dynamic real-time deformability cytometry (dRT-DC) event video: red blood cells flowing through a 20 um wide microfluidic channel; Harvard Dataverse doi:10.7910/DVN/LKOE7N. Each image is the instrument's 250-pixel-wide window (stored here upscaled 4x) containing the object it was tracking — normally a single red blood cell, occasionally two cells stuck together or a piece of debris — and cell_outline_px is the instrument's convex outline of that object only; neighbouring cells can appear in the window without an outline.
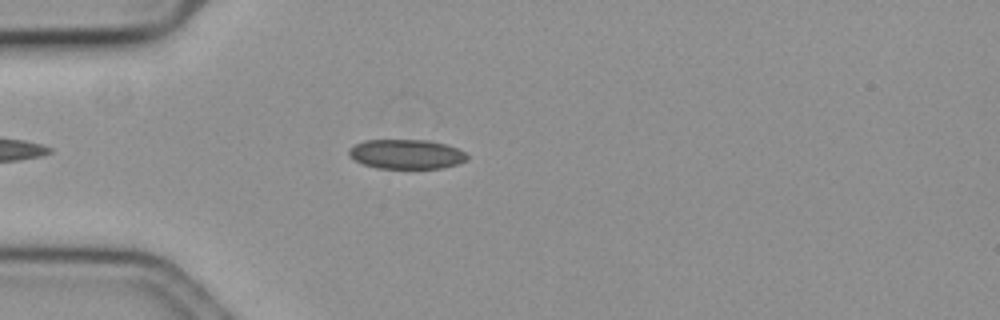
{"species": "common noctule bat (a hibernating species)", "species_latin": "Nyctalus noctula", "temperature_condition": "cold", "stored_images_in_passage": 46, "camera_frame_rate_fps": 3000, "um_per_image_px": 0.085, "animal": {"sex": "female", "body_mass_g": 19.3, "forearm_length_mm": 54.1}, "frame": {"image": 1, "passage_image": 7, "time_ms": 2.0, "image_size_px": [1000, 320], "cell_outline_px": [[468, 160], [456, 164], [440, 168], [376, 168], [364, 164], [356, 160], [348, 152], [356, 144], [364, 140], [428, 140], [448, 144], [464, 152], [468, 156]], "centroid_in_image_um": [34.59, 13.1], "position_along_channel_um": 50.4, "area_um2": 20.11}}
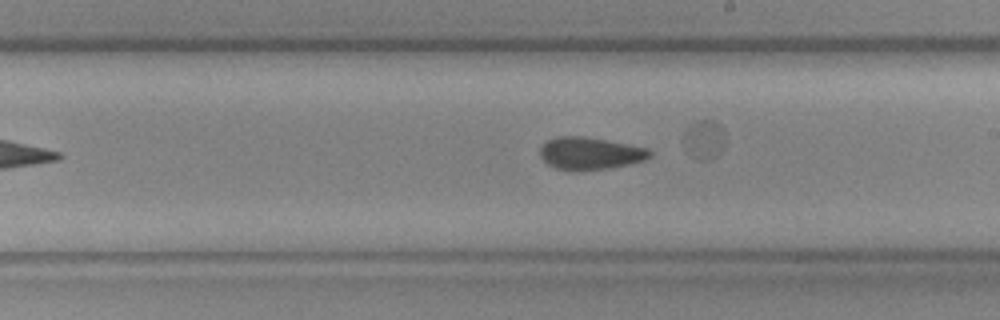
{"frame": {"image": 2, "passage_image": 24, "time_ms": 7.667, "image_size_px": [1000, 320], "cell_outline_px": [[652, 156], [644, 160], [628, 164], [608, 168], [580, 172], [556, 168], [548, 164], [540, 156], [540, 148], [548, 140], [556, 136], [584, 136], [608, 140], [648, 148], [652, 152]], "centroid_in_image_um": [50.16, 13.04], "position_along_channel_um": 238.8, "area_um2": 20.87}}
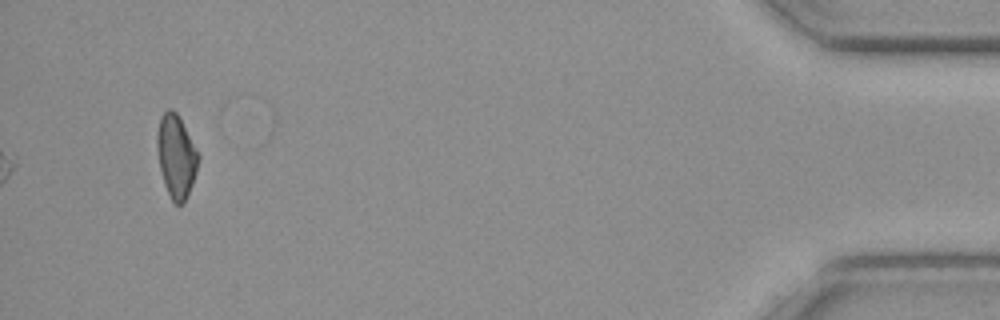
{"frame": {"image": 3, "passage_image": 46, "time_ms": 15.0, "image_size_px": [1000, 320], "cell_outline_px": [[200, 160], [192, 184], [184, 200], [180, 204], [172, 204], [164, 184], [160, 168], [156, 144], [156, 136], [160, 116], [168, 108], [172, 108], [176, 112], [200, 156]], "centroid_in_image_um": [14.96, 13.28], "position_along_channel_um": 420.2, "area_um2": 19.83}, "authors_computed_cell_mechanics": {"area_um2": 20.6057, "velocity_mm_per_s": 3.5665, "shape_relaxation_time_tau1_ms": 5.6358, "shape_relaxation_time_tau2_ms": null, "deformation_change_tau1": 0.1026, "deformation_change_tau2": null}}